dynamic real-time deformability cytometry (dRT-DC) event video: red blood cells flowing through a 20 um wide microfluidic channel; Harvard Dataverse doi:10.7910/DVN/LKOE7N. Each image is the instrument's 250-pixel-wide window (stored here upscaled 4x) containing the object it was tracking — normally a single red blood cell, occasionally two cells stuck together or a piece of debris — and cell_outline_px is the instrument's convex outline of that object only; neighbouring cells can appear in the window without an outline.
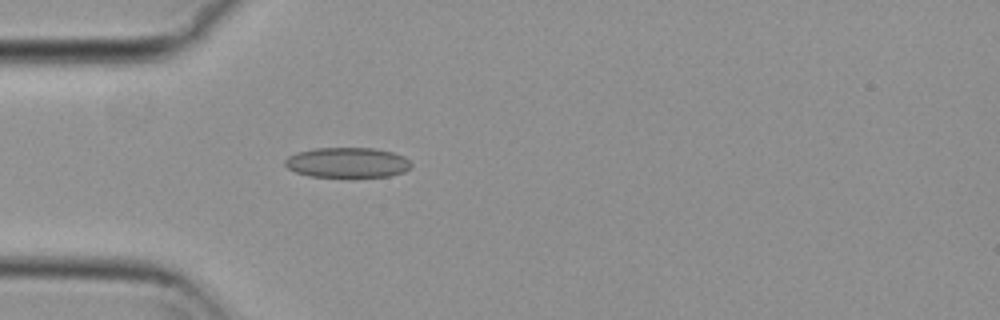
{"species": "common noctule bat (a hibernating species)", "species_latin": "Nyctalus noctula", "temperature_condition": "cold", "stored_images_in_passage": 40, "camera_frame_rate_fps": 3000, "um_per_image_px": 0.085, "animal": {"sex": "female", "body_mass_g": 29.2, "forearm_length_mm": 56.3}, "frame": {"image": 1, "passage_image": 1, "time_ms": 0.0, "image_size_px": [1000, 320], "cell_outline_px": [[412, 164], [404, 172], [388, 176], [312, 176], [296, 172], [288, 168], [284, 164], [284, 160], [288, 156], [296, 152], [316, 148], [376, 148], [392, 152], [404, 156]], "centroid_in_image_um": [29.51, 13.8], "position_along_channel_um": 55.5, "area_um2": 21.96}}
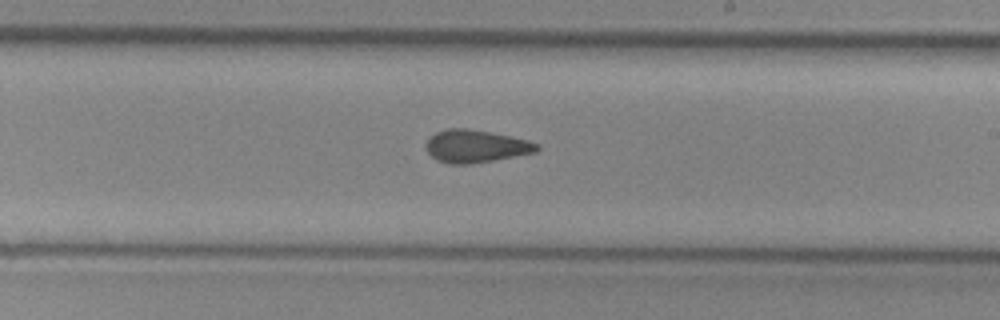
{"frame": {"image": 2, "passage_image": 17, "time_ms": 5.333, "image_size_px": [1000, 320], "cell_outline_px": [[540, 148], [536, 152], [472, 164], [448, 164], [436, 160], [428, 152], [424, 144], [428, 136], [436, 132], [448, 128], [468, 128], [528, 140], [540, 144]], "centroid_in_image_um": [40.4, 12.43], "position_along_channel_um": 248.6, "area_um2": 21.21}}
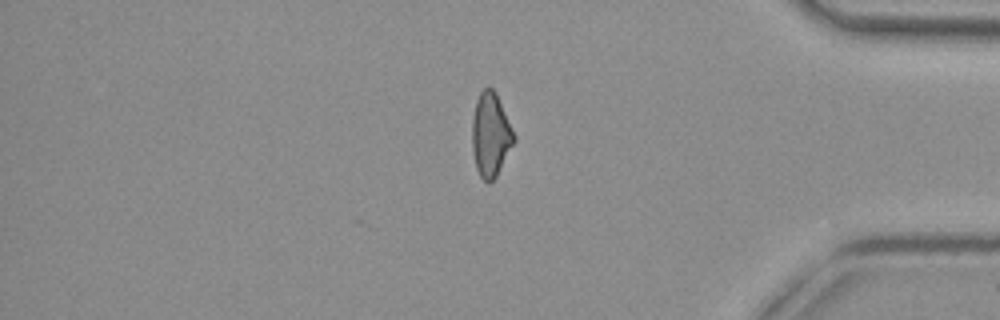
{"frame": {"image": 3, "passage_image": 31, "time_ms": 10.0, "image_size_px": [1000, 320], "cell_outline_px": [[516, 140], [496, 176], [488, 184], [480, 176], [476, 168], [472, 148], [472, 116], [476, 100], [480, 92], [484, 88], [492, 88], [496, 92], [516, 136]], "centroid_in_image_um": [41.7, 11.44], "position_along_channel_um": 393.5, "area_um2": 20.52}, "authors_computed_cell_mechanics": {"area_um2": 20.6924, "velocity_mm_per_s": 3.726, "shape_relaxation_time_tau1_ms": null, "shape_relaxation_time_tau2_ms": 3.0573, "deformation_change_tau1": null, "deformation_change_tau2": 0.1054}}